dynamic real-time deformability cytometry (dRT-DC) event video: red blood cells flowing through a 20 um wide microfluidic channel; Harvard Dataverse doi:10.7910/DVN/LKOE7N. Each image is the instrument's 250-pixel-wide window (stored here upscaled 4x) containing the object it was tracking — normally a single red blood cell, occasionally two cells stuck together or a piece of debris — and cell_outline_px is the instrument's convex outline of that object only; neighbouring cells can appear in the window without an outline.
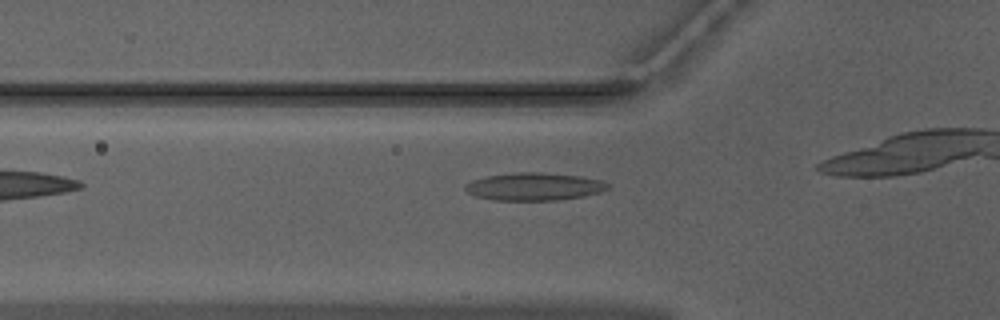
{"species": "Egyptian fruit bat (a non-hibernating species)", "species_latin": "Rousettus aegyptiacus", "temperature_condition": "warm", "stored_images_in_passage": 10, "camera_frame_rate_fps": 3000, "um_per_image_px": 0.085, "animal": {"sex": "male"}, "frame": {"image": 1, "passage_image": 2, "time_ms": 0.333, "image_size_px": [1000, 320], "cell_outline_px": [[612, 188], [600, 192], [584, 196], [556, 200], [492, 200], [476, 196], [468, 192], [464, 188], [464, 184], [472, 180], [488, 176], [520, 172], [544, 172], [580, 176], [600, 180], [612, 184]], "centroid_in_image_um": [45.45, 15.86], "position_along_channel_um": 80.4, "area_um2": 23.12}}
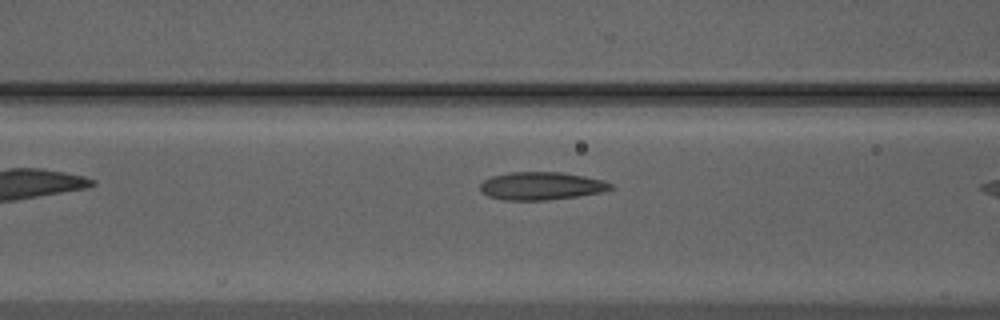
{"frame": {"image": 2, "passage_image": 5, "time_ms": 1.333, "image_size_px": [1000, 320], "cell_outline_px": [[616, 188], [600, 192], [576, 196], [544, 200], [504, 200], [488, 196], [480, 188], [480, 184], [484, 180], [492, 176], [512, 172], [560, 172], [584, 176], [604, 180], [612, 184]], "centroid_in_image_um": [46.03, 15.8], "position_along_channel_um": 120.6, "area_um2": 21.04}}